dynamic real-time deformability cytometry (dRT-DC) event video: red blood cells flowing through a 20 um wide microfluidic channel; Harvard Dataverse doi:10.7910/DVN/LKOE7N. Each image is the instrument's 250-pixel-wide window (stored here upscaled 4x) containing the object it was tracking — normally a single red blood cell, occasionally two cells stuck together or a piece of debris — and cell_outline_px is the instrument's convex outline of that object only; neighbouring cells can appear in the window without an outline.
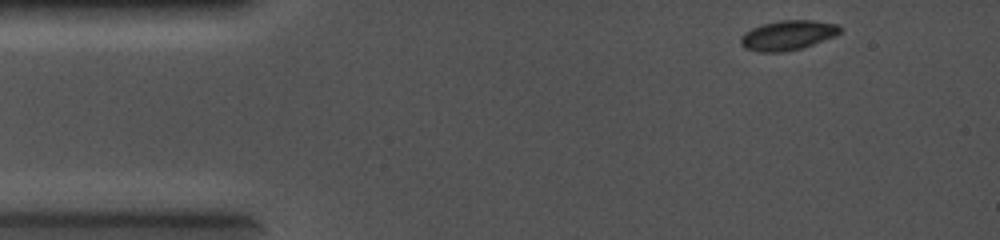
{"species": "common noctule bat (a hibernating species)", "species_latin": "Nyctalus noctula", "temperature_condition": "cold", "stored_images_in_passage": 60, "camera_frame_rate_fps": 5000, "um_per_image_px": 0.085, "animal": {"sex": "female", "body_mass_g": 19.0, "forearm_length_mm": 56.7}, "frame": {"image": 1, "passage_image": 1, "time_ms": 0.0, "image_size_px": [1000, 240], "cell_outline_px": [[840, 32], [836, 36], [800, 48], [784, 52], [760, 52], [744, 48], [740, 44], [740, 36], [744, 32], [752, 28], [764, 24], [780, 20], [812, 20], [840, 24]], "centroid_in_image_um": [66.95, 2.99], "position_along_channel_um": 18.1, "area_um2": 17.22}}
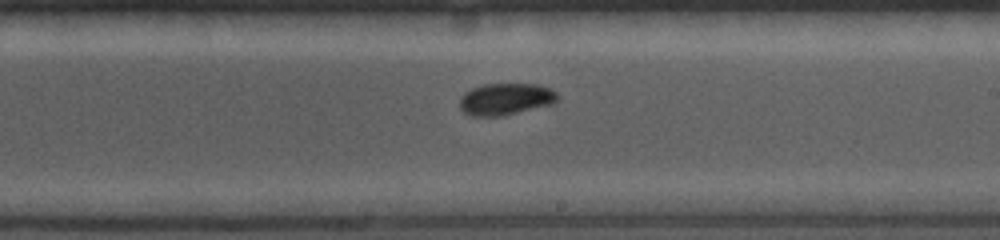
{"frame": {"image": 2, "passage_image": 33, "time_ms": 6.4, "image_size_px": [1000, 240], "cell_outline_px": [[560, 96], [552, 104], [504, 116], [472, 116], [464, 112], [460, 108], [460, 96], [464, 92], [472, 88], [484, 84], [540, 84], [556, 92]], "centroid_in_image_um": [42.97, 8.42], "position_along_channel_um": 246.0, "area_um2": 18.26}}
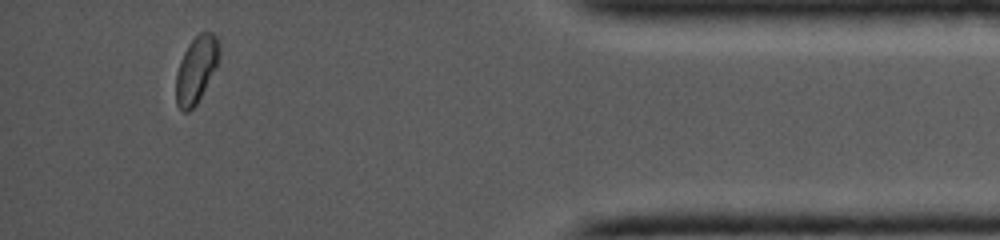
{"frame": {"image": 3, "passage_image": 55, "time_ms": 10.8, "image_size_px": [1000, 240], "cell_outline_px": [[220, 52], [216, 68], [196, 104], [188, 112], [184, 112], [176, 104], [176, 72], [180, 60], [188, 44], [200, 32], [212, 32], [216, 36], [220, 44]], "centroid_in_image_um": [16.68, 5.89], "position_along_channel_um": 418.5, "area_um2": 16.76}}